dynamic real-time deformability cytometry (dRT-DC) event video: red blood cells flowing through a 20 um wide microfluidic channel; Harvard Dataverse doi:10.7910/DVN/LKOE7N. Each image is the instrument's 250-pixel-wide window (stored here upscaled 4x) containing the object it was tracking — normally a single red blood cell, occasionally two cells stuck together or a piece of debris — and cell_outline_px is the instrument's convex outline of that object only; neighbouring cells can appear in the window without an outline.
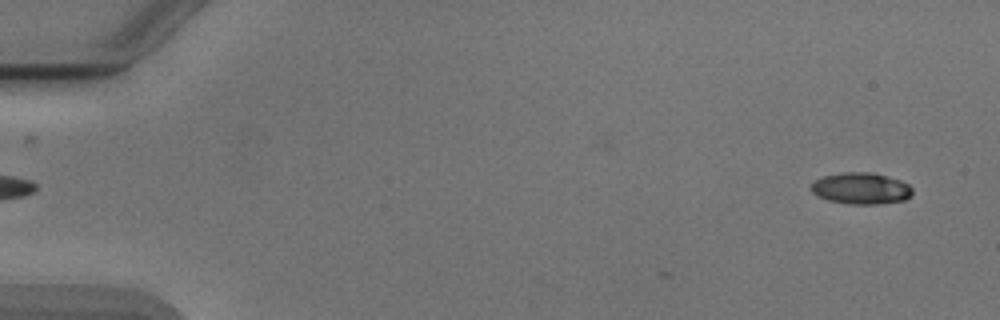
{"species": "Egyptian fruit bat (a non-hibernating species)", "species_latin": "Rousettus aegyptiacus", "temperature_condition": "cold", "stored_images_in_passage": 6, "camera_frame_rate_fps": 3000, "um_per_image_px": 0.085, "animal": {"sex": "male"}, "frame": {"image": 1, "passage_image": 1, "time_ms": 0.0, "image_size_px": [1000, 320], "cell_outline_px": [[912, 196], [904, 200], [876, 204], [848, 204], [828, 200], [816, 196], [812, 192], [812, 184], [816, 180], [824, 176], [840, 172], [872, 172], [900, 180], [908, 184], [912, 188]], "centroid_in_image_um": [73.19, 16.01], "position_along_channel_um": 11.8, "area_um2": 18.61}}